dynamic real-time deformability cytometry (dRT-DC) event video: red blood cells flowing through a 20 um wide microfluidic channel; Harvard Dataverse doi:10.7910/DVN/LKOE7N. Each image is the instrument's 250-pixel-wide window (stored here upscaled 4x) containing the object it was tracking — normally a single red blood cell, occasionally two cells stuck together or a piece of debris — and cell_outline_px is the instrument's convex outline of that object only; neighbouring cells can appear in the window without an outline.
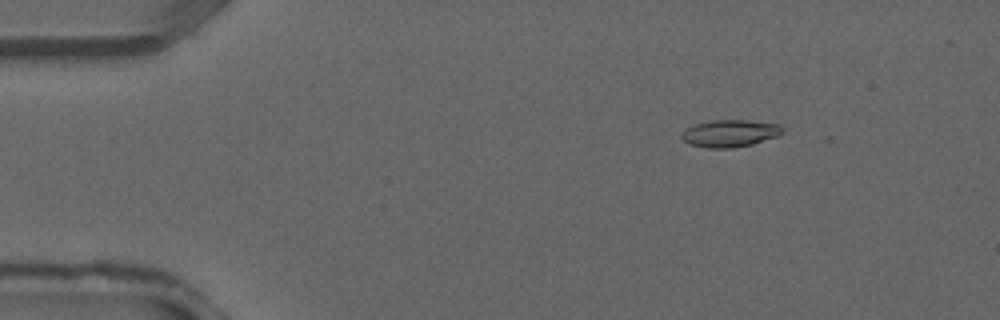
{"species": "common noctule bat (a hibernating species)", "species_latin": "Nyctalus noctula", "temperature_condition": "warm", "stored_images_in_passage": 35, "camera_frame_rate_fps": 3000, "um_per_image_px": 0.085, "animal": {"sex": "male", "forearm_length_mm": 52.5}, "frame": {"image": 1, "passage_image": 2, "time_ms": 0.333, "image_size_px": [1000, 320], "cell_outline_px": [[784, 132], [780, 136], [752, 144], [732, 148], [708, 148], [688, 144], [680, 136], [684, 128], [692, 124], [708, 120], [748, 120], [780, 124], [784, 128]], "centroid_in_image_um": [62.04, 11.32], "position_along_channel_um": 23.0, "area_um2": 16.42}}
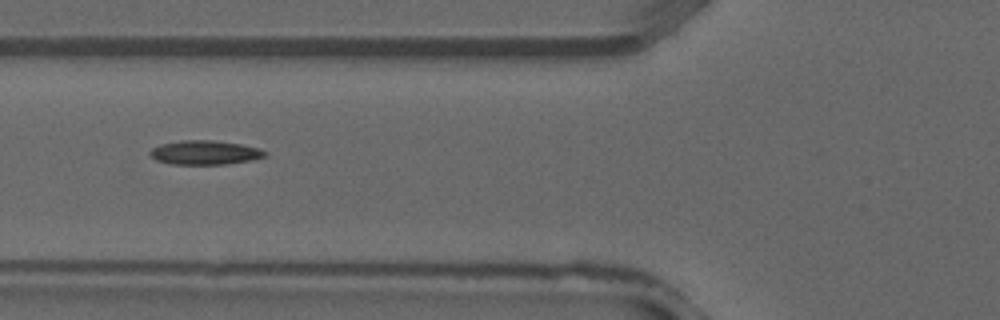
{"frame": {"image": 2, "passage_image": 11, "time_ms": 3.333, "image_size_px": [1000, 320], "cell_outline_px": [[268, 152], [264, 156], [252, 160], [228, 164], [168, 164], [156, 160], [148, 152], [152, 148], [160, 144], [184, 140], [212, 140], [240, 144], [260, 148]], "centroid_in_image_um": [17.41, 12.97], "position_along_channel_um": 108.4, "area_um2": 16.18}}
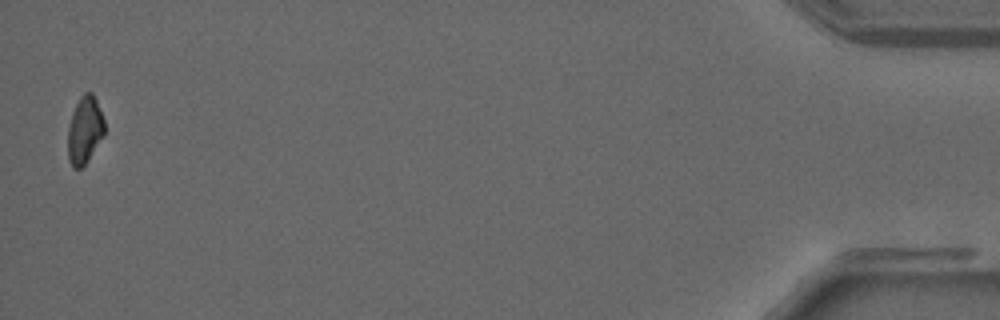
{"frame": {"image": 3, "passage_image": 34, "time_ms": 11.0, "image_size_px": [1000, 320], "cell_outline_px": [[104, 136], [88, 160], [80, 168], [72, 168], [68, 160], [68, 128], [72, 112], [80, 96], [84, 92], [92, 92], [96, 100], [104, 120]], "centroid_in_image_um": [7.19, 11.06], "position_along_channel_um": 428.0, "area_um2": 14.39}}